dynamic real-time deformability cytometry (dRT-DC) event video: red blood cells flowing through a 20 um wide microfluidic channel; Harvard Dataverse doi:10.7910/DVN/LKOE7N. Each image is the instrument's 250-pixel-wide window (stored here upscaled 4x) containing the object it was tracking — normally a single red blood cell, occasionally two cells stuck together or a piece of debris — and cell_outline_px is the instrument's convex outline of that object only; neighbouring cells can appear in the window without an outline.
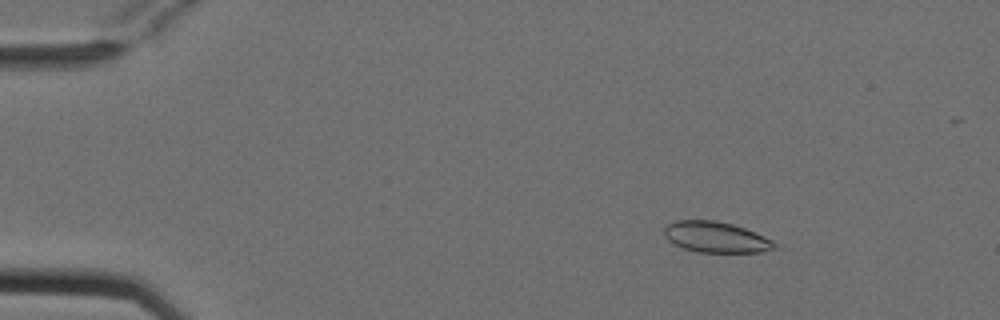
{"species": "Egyptian fruit bat (a non-hibernating species)", "species_latin": "Rousettus aegyptiacus", "temperature_condition": "cold", "stored_images_in_passage": 5, "camera_frame_rate_fps": 3000, "um_per_image_px": 0.085, "animal": {"sex": "female"}, "frame": {"image": 1, "passage_image": 3, "time_ms": 0.667, "image_size_px": [1000, 320], "cell_outline_px": [[776, 248], [760, 252], [696, 252], [684, 248], [668, 240], [664, 232], [664, 228], [668, 224], [676, 220], [712, 220], [732, 224], [756, 232], [772, 240], [776, 244]], "centroid_in_image_um": [60.86, 20.15], "position_along_channel_um": 24.1, "area_um2": 19.65}}